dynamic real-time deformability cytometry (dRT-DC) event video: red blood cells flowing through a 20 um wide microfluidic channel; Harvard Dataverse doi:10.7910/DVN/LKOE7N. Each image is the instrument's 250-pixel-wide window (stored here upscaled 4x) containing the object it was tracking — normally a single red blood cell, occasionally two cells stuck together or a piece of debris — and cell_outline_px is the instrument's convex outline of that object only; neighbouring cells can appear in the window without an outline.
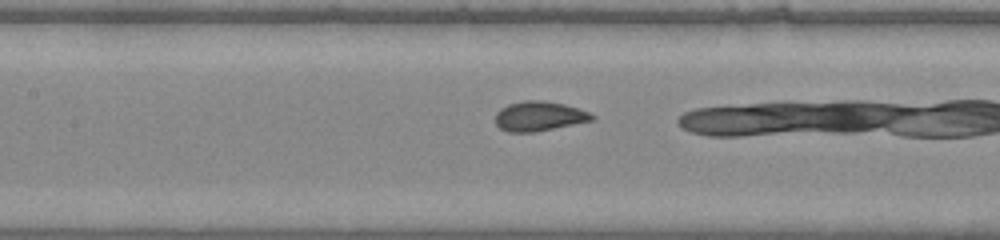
{"species": "common noctule bat (a hibernating species)", "species_latin": "Nyctalus noctula", "temperature_condition": "warm", "stored_images_in_passage": 23, "camera_frame_rate_fps": 3000, "um_per_image_px": 0.085, "animal": {"sex": "male", "body_mass_g": 20.0, "forearm_length_mm": 53.3}, "frame": {"image": 1, "passage_image": 22, "time_ms": 7.0, "image_size_px": [1000, 240], "cell_outline_px": [[596, 116], [592, 120], [536, 132], [508, 132], [500, 128], [496, 124], [496, 112], [500, 108], [508, 104], [524, 100], [544, 100], [564, 104], [580, 108]], "centroid_in_image_um": [45.81, 9.87], "position_along_channel_um": 161.6, "area_um2": 16.76}}